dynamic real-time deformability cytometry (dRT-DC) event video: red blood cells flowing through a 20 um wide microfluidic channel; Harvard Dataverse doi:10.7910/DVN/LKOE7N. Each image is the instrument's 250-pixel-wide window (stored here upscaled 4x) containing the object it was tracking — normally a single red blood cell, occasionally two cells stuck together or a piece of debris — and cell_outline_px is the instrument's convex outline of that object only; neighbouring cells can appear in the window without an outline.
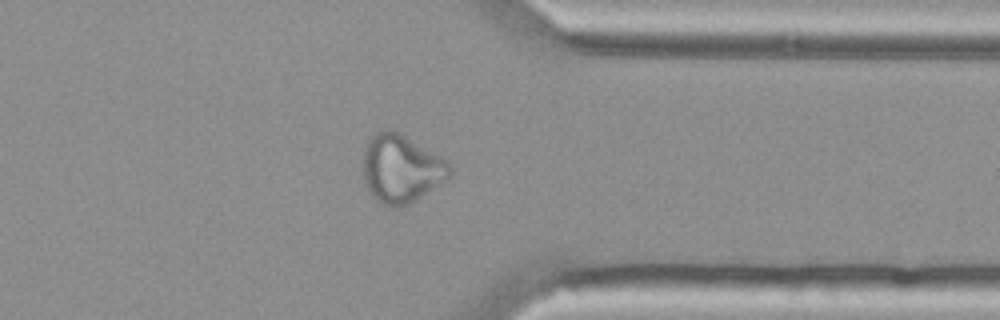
{"species": "Egyptian fruit bat (a non-hibernating species)", "species_latin": "Rousettus aegyptiacus", "temperature_condition": "cold", "stored_images_in_passage": 41, "camera_frame_rate_fps": 3000, "um_per_image_px": 0.085, "animal": {"sex": "female"}, "frame": {"image": 1, "passage_image": 30, "time_ms": 9.667, "image_size_px": [1000, 320], "cell_outline_px": [[452, 176], [416, 200], [400, 208], [396, 208], [384, 204], [376, 200], [368, 192], [364, 184], [364, 148], [368, 140], [376, 132], [388, 128], [392, 128], [400, 132], [448, 160], [452, 164]], "centroid_in_image_um": [34.12, 14.33], "position_along_channel_um": 377.3, "area_um2": 34.97}}